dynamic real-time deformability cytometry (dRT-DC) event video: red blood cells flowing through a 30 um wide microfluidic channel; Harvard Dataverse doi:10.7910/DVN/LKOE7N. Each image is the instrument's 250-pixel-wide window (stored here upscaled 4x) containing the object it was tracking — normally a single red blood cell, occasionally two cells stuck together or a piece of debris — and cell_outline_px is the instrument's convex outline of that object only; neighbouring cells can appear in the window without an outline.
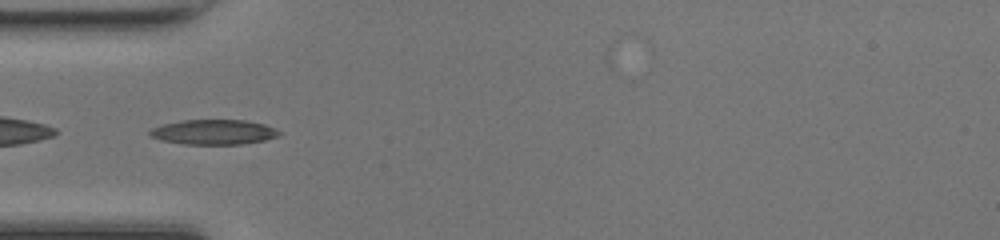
{"species": "common noctule bat (a hibernating species)", "species_latin": "Nyctalus noctula", "temperature_condition": "room temperature", "stored_images_in_passage": 36, "camera_frame_rate_fps": 3000, "um_per_image_px": 0.085, "animal": {"sex": "female", "body_mass_g": 17.0, "forearm_length_mm": 48.0}, "frame": {"image": 1, "passage_image": 3, "time_ms": 0.667, "image_size_px": [1000, 240], "cell_outline_px": [[284, 132], [280, 136], [264, 140], [240, 144], [184, 144], [160, 140], [152, 136], [148, 132], [152, 128], [164, 124], [180, 120], [244, 120], [264, 124]], "centroid_in_image_um": [18.2, 11.22], "position_along_channel_um": 66.8, "area_um2": 18.79}}
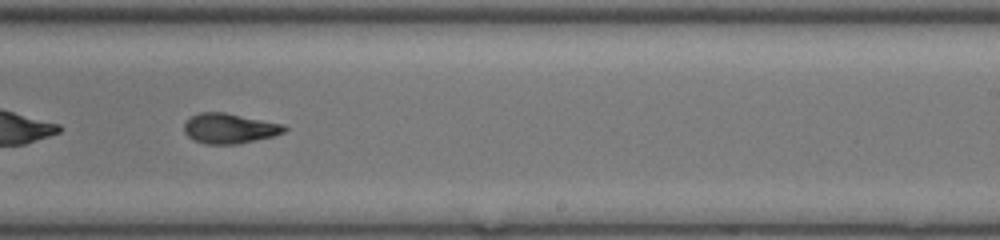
{"frame": {"image": 2, "passage_image": 17, "time_ms": 5.333, "image_size_px": [1000, 240], "cell_outline_px": [[288, 128], [284, 132], [272, 136], [240, 144], [204, 144], [188, 136], [184, 132], [184, 124], [192, 116], [200, 112], [224, 112], [284, 124]], "centroid_in_image_um": [19.52, 10.91], "position_along_channel_um": 269.5, "area_um2": 17.51}}
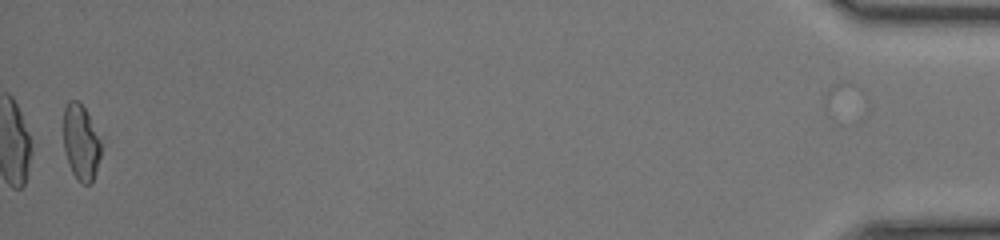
{"frame": {"image": 3, "passage_image": 35, "time_ms": 11.333, "image_size_px": [1000, 240], "cell_outline_px": [[100, 156], [92, 184], [84, 184], [72, 172], [68, 164], [64, 148], [64, 108], [68, 100], [76, 100], [84, 108], [100, 140]], "centroid_in_image_um": [6.86, 12.11], "position_along_channel_um": 428.3, "area_um2": 16.13}, "authors_computed_cell_mechanics": {"area_um2": 17.6001, "velocity_mm_per_s": 4.3419, "shape_relaxation_time_tau1_ms": 4.2785, "shape_relaxation_time_tau2_ms": 2.509, "deformation_change_tau1": 0.1761, "deformation_change_tau2": 0.1003}}